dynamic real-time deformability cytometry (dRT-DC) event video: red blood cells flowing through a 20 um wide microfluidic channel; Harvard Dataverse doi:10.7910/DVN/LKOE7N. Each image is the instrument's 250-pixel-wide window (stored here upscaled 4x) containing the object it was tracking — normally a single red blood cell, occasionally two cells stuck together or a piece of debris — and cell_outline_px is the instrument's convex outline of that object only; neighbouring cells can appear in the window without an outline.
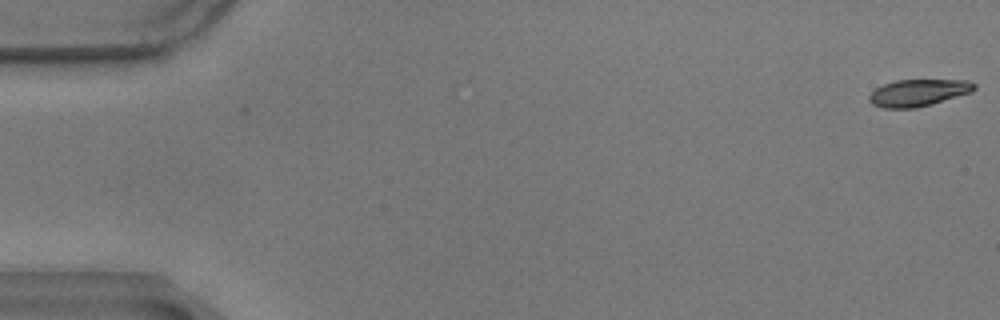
{"species": "common noctule bat (a hibernating species)", "species_latin": "Nyctalus noctula", "temperature_condition": "warm", "stored_images_in_passage": 50, "camera_frame_rate_fps": 3000, "um_per_image_px": 0.085, "animal": {"sex": "male", "body_mass_g": 17.9}, "frame": {"image": 1, "passage_image": 1, "time_ms": 0.0, "image_size_px": [1000, 320], "cell_outline_px": [[976, 88], [972, 92], [932, 104], [916, 108], [884, 108], [872, 104], [868, 100], [868, 96], [876, 88], [884, 84], [896, 80], [968, 80], [976, 84]], "centroid_in_image_um": [78.06, 7.88], "position_along_channel_um": 6.9, "area_um2": 16.53}}
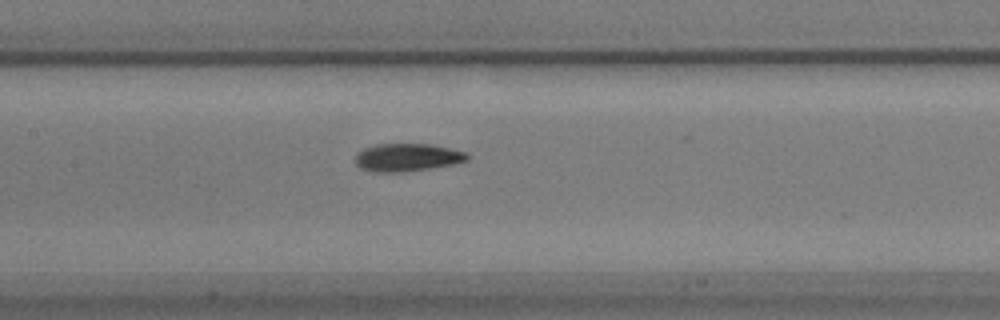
{"frame": {"image": 2, "passage_image": 28, "time_ms": 9.0, "image_size_px": [1000, 320], "cell_outline_px": [[468, 160], [452, 164], [404, 172], [376, 172], [360, 168], [356, 164], [356, 152], [364, 148], [376, 144], [432, 144], [464, 152], [468, 156]], "centroid_in_image_um": [34.56, 13.37], "position_along_channel_um": 172.8, "area_um2": 17.98}}
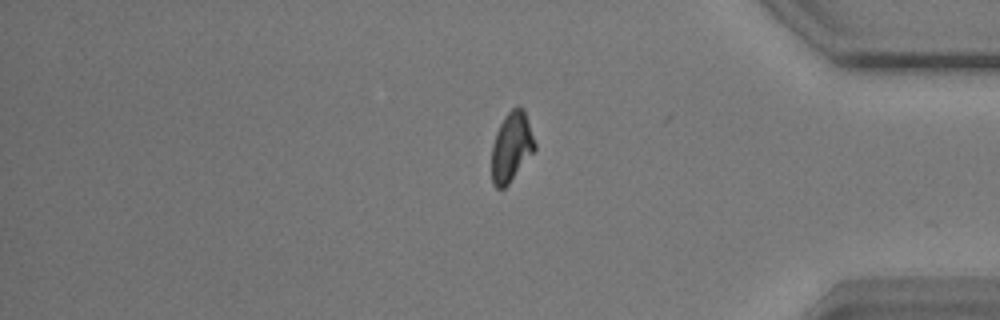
{"frame": {"image": 3, "passage_image": 49, "time_ms": 16.0, "image_size_px": [1000, 320], "cell_outline_px": [[536, 148], [508, 184], [504, 188], [496, 188], [492, 184], [492, 144], [496, 132], [504, 116], [512, 108], [524, 108], [536, 144]], "centroid_in_image_um": [43.46, 12.48], "position_along_channel_um": 391.7, "area_um2": 17.28}, "authors_computed_cell_mechanics": {"area_um2": 17.918, "velocity_mm_per_s": 3.4648, "shape_relaxation_time_tau1_ms": 5.8777, "shape_relaxation_time_tau2_ms": 4.5722, "deformation_change_tau1": 0.1859, "deformation_change_tau2": 0.095}}